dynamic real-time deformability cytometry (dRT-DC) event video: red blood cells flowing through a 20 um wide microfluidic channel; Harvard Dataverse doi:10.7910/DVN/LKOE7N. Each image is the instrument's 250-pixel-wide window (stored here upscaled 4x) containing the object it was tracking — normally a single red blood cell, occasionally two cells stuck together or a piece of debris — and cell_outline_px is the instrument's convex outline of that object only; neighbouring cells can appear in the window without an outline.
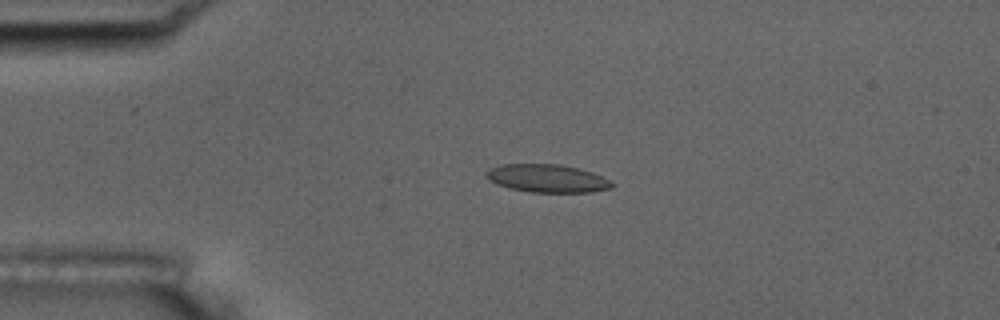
{"species": "common noctule bat (a hibernating species)", "species_latin": "Nyctalus noctula", "temperature_condition": "room temperature", "stored_images_in_passage": 5, "camera_frame_rate_fps": 3000, "um_per_image_px": 0.085, "animal": {"sex": "male", "body_mass_g": 17.5, "forearm_length_mm": 52.3}, "frame": {"image": 1, "passage_image": 4, "time_ms": 3.333, "image_size_px": [1000, 320], "cell_outline_px": [[612, 188], [592, 192], [532, 192], [508, 188], [496, 184], [488, 180], [484, 176], [484, 172], [488, 168], [500, 164], [560, 164], [580, 168], [592, 172], [608, 180], [612, 184]], "centroid_in_image_um": [46.43, 15.15], "position_along_channel_um": 38.6, "area_um2": 20.69}}